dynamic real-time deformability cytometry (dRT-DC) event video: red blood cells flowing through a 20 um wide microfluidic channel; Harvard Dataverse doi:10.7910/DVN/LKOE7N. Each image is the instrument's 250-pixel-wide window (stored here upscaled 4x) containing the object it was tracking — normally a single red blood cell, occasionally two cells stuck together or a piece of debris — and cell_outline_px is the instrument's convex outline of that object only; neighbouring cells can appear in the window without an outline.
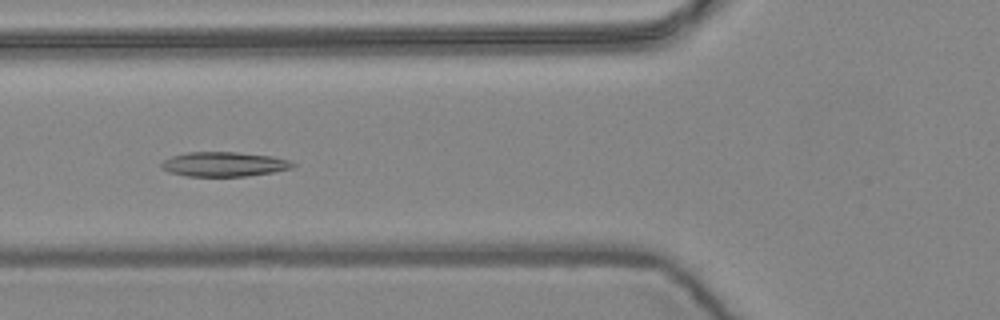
{"species": "common noctule bat (a hibernating species)", "species_latin": "Nyctalus noctula", "temperature_condition": "warm", "stored_images_in_passage": 6, "camera_frame_rate_fps": 3000, "um_per_image_px": 0.085, "animal": {"sex": "female", "body_mass_g": 24.6, "forearm_length_mm": 56.2}, "frame": {"image": 1, "passage_image": 6, "time_ms": 1.667, "image_size_px": [1000, 320], "cell_outline_px": [[296, 164], [292, 168], [272, 172], [248, 176], [188, 176], [168, 172], [160, 168], [160, 164], [164, 160], [172, 156], [188, 152], [236, 152], [272, 156], [288, 160]], "centroid_in_image_um": [19.02, 13.96], "position_along_channel_um": 106.8, "area_um2": 18.79}}